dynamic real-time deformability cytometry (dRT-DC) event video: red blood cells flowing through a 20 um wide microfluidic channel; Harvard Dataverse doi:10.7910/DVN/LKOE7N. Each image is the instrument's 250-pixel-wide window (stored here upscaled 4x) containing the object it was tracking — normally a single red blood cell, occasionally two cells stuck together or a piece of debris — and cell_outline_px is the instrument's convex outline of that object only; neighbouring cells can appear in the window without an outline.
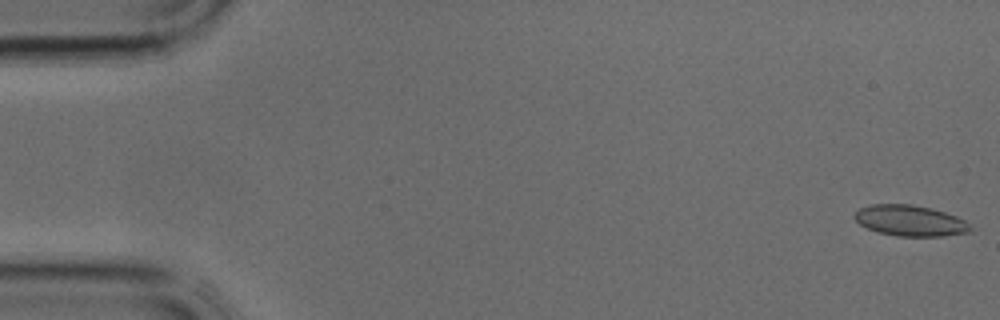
{"species": "common noctule bat (a hibernating species)", "species_latin": "Nyctalus noctula", "temperature_condition": "cold", "stored_images_in_passage": 39, "camera_frame_rate_fps": 3000, "um_per_image_px": 0.085, "animal": {"sex": "male", "body_mass_g": 17.9, "forearm_length_mm": 54.2}, "frame": {"image": 1, "passage_image": 1, "time_ms": 0.0, "image_size_px": [1000, 320], "cell_outline_px": [[972, 232], [944, 236], [896, 236], [880, 232], [868, 228], [860, 224], [852, 216], [860, 208], [872, 204], [912, 204], [932, 208], [956, 216], [964, 220], [972, 228]], "centroid_in_image_um": [77.38, 18.75], "position_along_channel_um": 7.6, "area_um2": 20.81}}
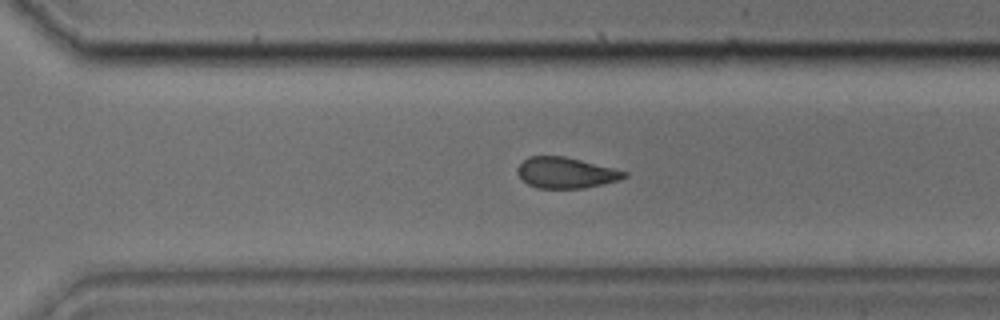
{"frame": {"image": 2, "passage_image": 27, "time_ms": 8.667, "image_size_px": [1000, 320], "cell_outline_px": [[628, 176], [620, 180], [584, 188], [536, 188], [528, 184], [520, 176], [520, 164], [528, 156], [564, 156], [628, 172]], "centroid_in_image_um": [48.14, 14.69], "position_along_channel_um": 322.5, "area_um2": 18.84}}
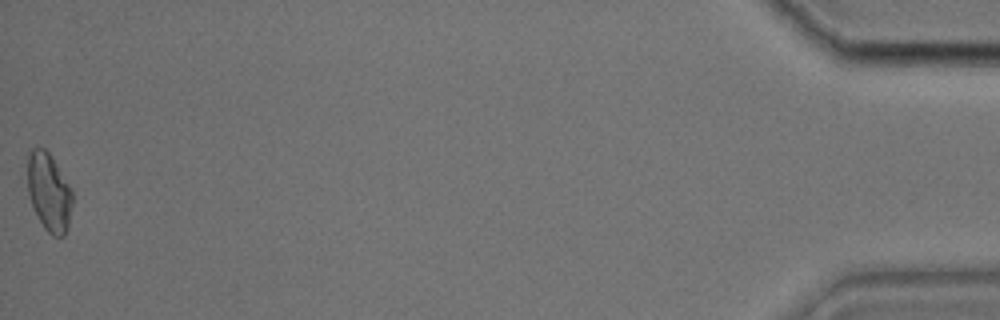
{"frame": {"image": 3, "passage_image": 39, "time_ms": 12.667, "image_size_px": [1000, 320], "cell_outline_px": [[72, 204], [68, 228], [64, 236], [52, 236], [44, 228], [32, 204], [28, 192], [28, 152], [32, 148], [44, 148], [48, 152], [68, 184], [72, 192]], "centroid_in_image_um": [4.16, 16.35], "position_along_channel_um": 431.0, "area_um2": 20.06}}